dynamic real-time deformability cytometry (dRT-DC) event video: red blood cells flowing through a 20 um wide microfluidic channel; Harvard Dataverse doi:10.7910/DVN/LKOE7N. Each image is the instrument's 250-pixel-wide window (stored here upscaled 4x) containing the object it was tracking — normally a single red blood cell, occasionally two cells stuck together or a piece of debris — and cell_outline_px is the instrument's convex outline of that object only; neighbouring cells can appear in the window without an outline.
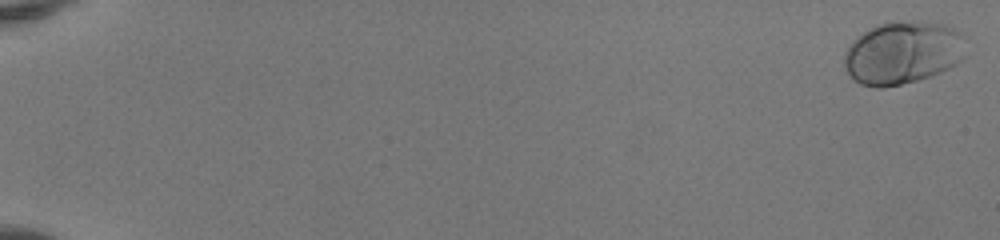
{"species": "human", "species_latin": "Homo sapiens", "temperature_condition": "room temperature", "stored_images_in_passage": 52, "camera_frame_rate_fps": 3000, "um_per_image_px": 0.085, "donor": {"sex": "female"}, "frame": {"image": 1, "passage_image": 1, "time_ms": 0.0, "image_size_px": [1000, 240], "cell_outline_px": [[968, 56], [956, 64], [940, 72], [916, 80], [900, 84], [880, 88], [876, 88], [860, 84], [844, 68], [844, 52], [852, 40], [864, 32], [888, 20], [920, 20], [944, 24], [956, 28], [960, 32]], "centroid_in_image_um": [76.76, 4.45], "position_along_channel_um": 8.2, "area_um2": 45.03}}
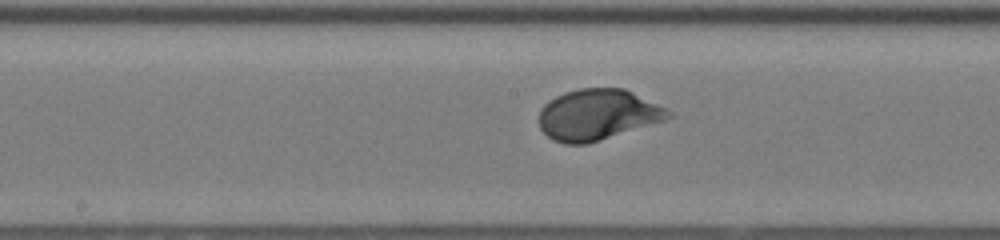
{"frame": {"image": 2, "passage_image": 30, "time_ms": 9.667, "image_size_px": [1000, 240], "cell_outline_px": [[676, 116], [664, 120], [588, 144], [564, 144], [552, 140], [540, 128], [540, 108], [548, 100], [564, 92], [580, 88], [624, 88], [668, 108]], "centroid_in_image_um": [50.81, 9.74], "position_along_channel_um": 197.4, "area_um2": 38.49}}
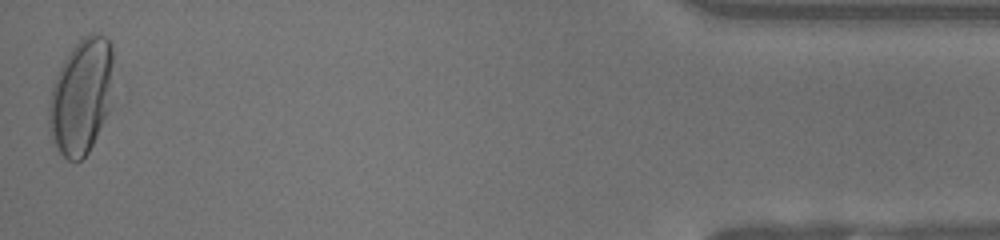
{"frame": {"image": 3, "passage_image": 52, "time_ms": 17.0, "image_size_px": [1000, 240], "cell_outline_px": [[112, 64], [108, 112], [88, 152], [80, 160], [68, 160], [60, 152], [52, 136], [48, 124], [48, 104], [52, 88], [56, 76], [64, 60], [72, 48], [84, 36], [92, 32], [104, 36], [112, 44]], "centroid_in_image_um": [6.89, 8.17], "position_along_channel_um": 428.3, "area_um2": 42.54}, "authors_computed_cell_mechanics": {"area_um2": 37.7434, "velocity_mm_per_s": 4.1228, "shape_relaxation_time_tau1_ms": 3.1644, "shape_relaxation_time_tau2_ms": null, "deformation_change_tau1": 0.18, "deformation_change_tau2": null}}